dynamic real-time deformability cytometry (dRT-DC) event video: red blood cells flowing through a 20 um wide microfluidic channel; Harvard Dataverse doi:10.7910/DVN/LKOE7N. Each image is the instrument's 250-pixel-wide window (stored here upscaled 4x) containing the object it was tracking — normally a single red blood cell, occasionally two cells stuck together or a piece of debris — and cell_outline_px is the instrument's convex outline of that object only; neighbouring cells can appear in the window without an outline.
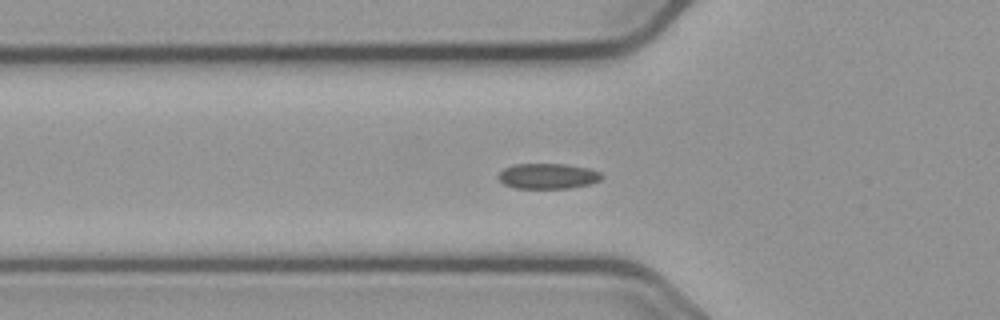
{"species": "common noctule bat (a hibernating species)", "species_latin": "Nyctalus noctula", "temperature_condition": "cold", "stored_images_in_passage": 58, "camera_frame_rate_fps": 3000, "um_per_image_px": 0.085, "animal": {"sex": "male", "body_mass_g": 23.1, "forearm_length_mm": 52.7}, "frame": {"image": 1, "passage_image": 20, "time_ms": 6.333, "image_size_px": [1000, 320], "cell_outline_px": [[604, 176], [600, 180], [592, 184], [568, 188], [516, 188], [504, 184], [496, 176], [504, 168], [512, 164], [564, 164], [588, 168], [600, 172]], "centroid_in_image_um": [46.57, 14.97], "position_along_channel_um": 79.2, "area_um2": 15.37}}
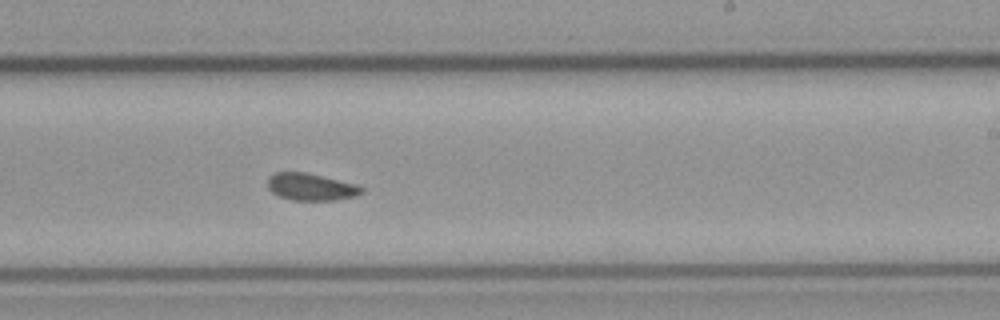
{"frame": {"image": 2, "passage_image": 35, "time_ms": 11.333, "image_size_px": [1000, 320], "cell_outline_px": [[364, 192], [356, 196], [336, 200], [292, 200], [280, 196], [272, 192], [268, 188], [268, 176], [276, 172], [304, 172], [356, 184], [364, 188]], "centroid_in_image_um": [26.44, 15.89], "position_along_channel_um": 262.6, "area_um2": 14.8}}
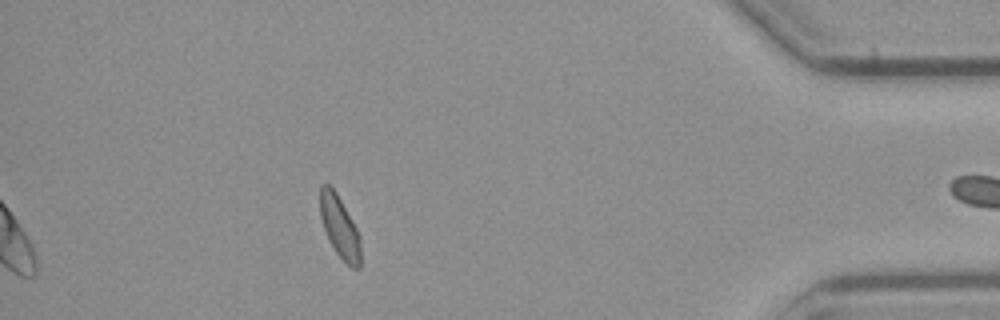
{"frame": {"image": 3, "passage_image": 51, "time_ms": 16.667, "image_size_px": [1000, 320], "cell_outline_px": [[360, 268], [352, 268], [336, 252], [328, 240], [320, 216], [320, 188], [324, 184], [328, 184], [336, 192], [352, 220], [360, 236]], "centroid_in_image_um": [28.87, 19.29], "position_along_channel_um": 406.3, "area_um2": 14.39}, "authors_computed_cell_mechanics": {"area_um2": 15.2592, "velocity_mm_per_s": 3.65, "shape_relaxation_time_tau1_ms": 4.7531, "shape_relaxation_time_tau2_ms": 10.8239, "deformation_change_tau1": 0.0692, "deformation_change_tau2": 0.1172}}